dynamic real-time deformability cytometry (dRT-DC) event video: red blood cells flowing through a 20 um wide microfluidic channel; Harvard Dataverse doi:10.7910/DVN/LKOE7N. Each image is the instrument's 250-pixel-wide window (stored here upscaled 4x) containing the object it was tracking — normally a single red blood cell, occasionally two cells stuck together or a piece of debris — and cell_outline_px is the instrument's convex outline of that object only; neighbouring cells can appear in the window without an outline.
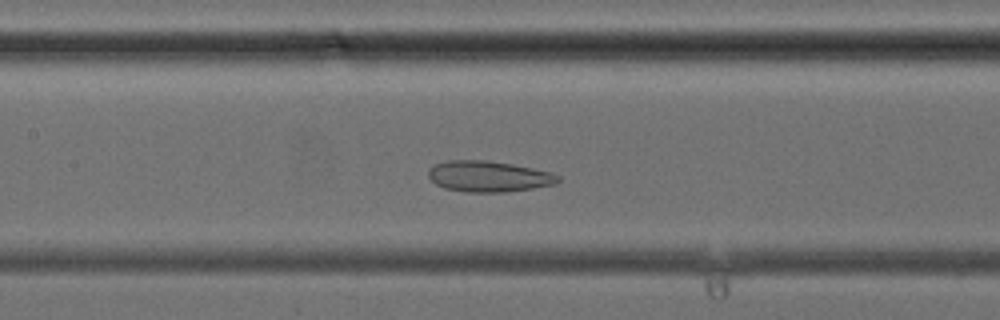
{"species": "common noctule bat (a hibernating species)", "species_latin": "Nyctalus noctula", "temperature_condition": "cold", "stored_images_in_passage": 37, "camera_frame_rate_fps": 3000, "um_per_image_px": 0.085, "animal": {"sex": "female", "body_mass_g": 24.6, "forearm_length_mm": 56.2}, "frame": {"image": 1, "passage_image": 15, "time_ms": 4.667, "image_size_px": [1000, 320], "cell_outline_px": [[560, 180], [556, 184], [532, 188], [504, 192], [464, 192], [444, 188], [436, 184], [428, 176], [428, 168], [436, 164], [448, 160], [488, 160], [512, 164], [552, 172], [560, 176]], "centroid_in_image_um": [41.53, 14.99], "position_along_channel_um": 165.9, "area_um2": 23.47}}
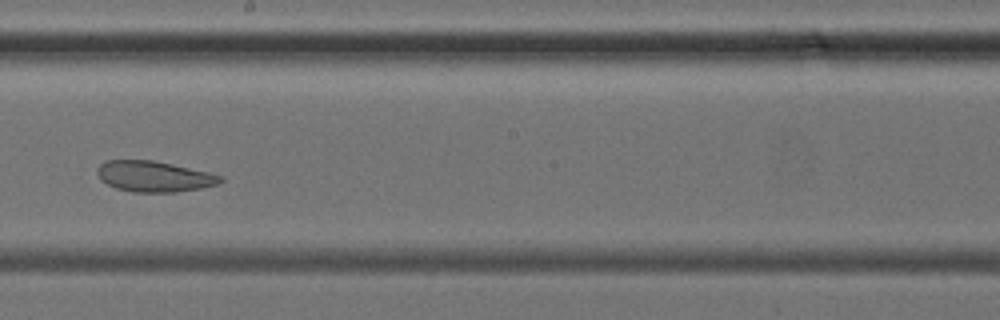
{"frame": {"image": 2, "passage_image": 19, "time_ms": 6.0, "image_size_px": [1000, 320], "cell_outline_px": [[224, 180], [220, 184], [200, 188], [176, 192], [132, 192], [116, 188], [100, 180], [96, 172], [96, 168], [100, 164], [108, 160], [152, 160], [172, 164], [208, 172], [224, 176]], "centroid_in_image_um": [13.1, 15.0], "position_along_channel_um": 235.1, "area_um2": 22.2}}
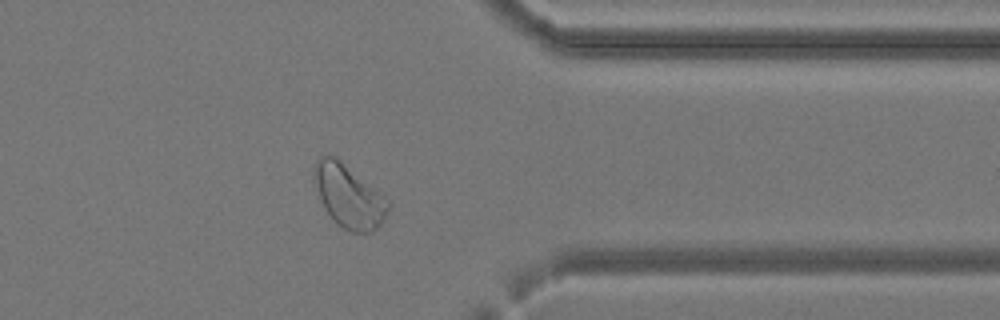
{"frame": {"image": 3, "passage_image": 28, "time_ms": 9.0, "image_size_px": [1000, 320], "cell_outline_px": [[388, 212], [384, 220], [372, 232], [352, 232], [336, 224], [332, 220], [324, 208], [312, 176], [312, 172], [316, 160], [324, 156], [336, 156], [384, 192], [388, 200]], "centroid_in_image_um": [29.67, 16.65], "position_along_channel_um": 381.7, "area_um2": 27.69}}